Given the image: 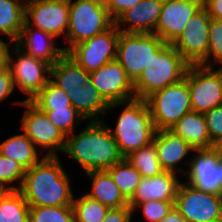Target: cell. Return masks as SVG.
Masks as SVG:
<instances>
[{
	"label": "cell",
	"mask_w": 222,
	"mask_h": 222,
	"mask_svg": "<svg viewBox=\"0 0 222 222\" xmlns=\"http://www.w3.org/2000/svg\"><path fill=\"white\" fill-rule=\"evenodd\" d=\"M67 173L58 156H43L26 169L19 189L29 207L72 206L75 197Z\"/></svg>",
	"instance_id": "6da1fadb"
},
{
	"label": "cell",
	"mask_w": 222,
	"mask_h": 222,
	"mask_svg": "<svg viewBox=\"0 0 222 222\" xmlns=\"http://www.w3.org/2000/svg\"><path fill=\"white\" fill-rule=\"evenodd\" d=\"M103 121H89L82 132L66 137L63 152L74 159L85 173L107 170L124 158L110 127Z\"/></svg>",
	"instance_id": "7a4b0ae2"
},
{
	"label": "cell",
	"mask_w": 222,
	"mask_h": 222,
	"mask_svg": "<svg viewBox=\"0 0 222 222\" xmlns=\"http://www.w3.org/2000/svg\"><path fill=\"white\" fill-rule=\"evenodd\" d=\"M50 81L66 92L72 106L89 121H102L108 103L91 82L90 73L66 53L50 69Z\"/></svg>",
	"instance_id": "3957f363"
},
{
	"label": "cell",
	"mask_w": 222,
	"mask_h": 222,
	"mask_svg": "<svg viewBox=\"0 0 222 222\" xmlns=\"http://www.w3.org/2000/svg\"><path fill=\"white\" fill-rule=\"evenodd\" d=\"M122 105L126 107L117 118L115 130L110 128V131L125 158L131 152L149 145L153 141L156 129L146 100L134 98L125 102L110 103L107 110Z\"/></svg>",
	"instance_id": "277c9868"
},
{
	"label": "cell",
	"mask_w": 222,
	"mask_h": 222,
	"mask_svg": "<svg viewBox=\"0 0 222 222\" xmlns=\"http://www.w3.org/2000/svg\"><path fill=\"white\" fill-rule=\"evenodd\" d=\"M188 66L172 44H165L134 81L135 97L146 100L153 93L180 82Z\"/></svg>",
	"instance_id": "5b68a950"
},
{
	"label": "cell",
	"mask_w": 222,
	"mask_h": 222,
	"mask_svg": "<svg viewBox=\"0 0 222 222\" xmlns=\"http://www.w3.org/2000/svg\"><path fill=\"white\" fill-rule=\"evenodd\" d=\"M113 25L114 20L104 4L94 0H69L68 30L65 38L69 45L62 48L67 53L76 44L107 31Z\"/></svg>",
	"instance_id": "8992f818"
},
{
	"label": "cell",
	"mask_w": 222,
	"mask_h": 222,
	"mask_svg": "<svg viewBox=\"0 0 222 222\" xmlns=\"http://www.w3.org/2000/svg\"><path fill=\"white\" fill-rule=\"evenodd\" d=\"M146 101L155 129H170L182 116L192 110L187 71L180 82L153 93Z\"/></svg>",
	"instance_id": "52a82bcc"
},
{
	"label": "cell",
	"mask_w": 222,
	"mask_h": 222,
	"mask_svg": "<svg viewBox=\"0 0 222 222\" xmlns=\"http://www.w3.org/2000/svg\"><path fill=\"white\" fill-rule=\"evenodd\" d=\"M166 43L155 34L119 31L116 60L134 82Z\"/></svg>",
	"instance_id": "ba28073f"
},
{
	"label": "cell",
	"mask_w": 222,
	"mask_h": 222,
	"mask_svg": "<svg viewBox=\"0 0 222 222\" xmlns=\"http://www.w3.org/2000/svg\"><path fill=\"white\" fill-rule=\"evenodd\" d=\"M187 83L192 111L205 113L222 105V68L189 65Z\"/></svg>",
	"instance_id": "9c48e42d"
},
{
	"label": "cell",
	"mask_w": 222,
	"mask_h": 222,
	"mask_svg": "<svg viewBox=\"0 0 222 222\" xmlns=\"http://www.w3.org/2000/svg\"><path fill=\"white\" fill-rule=\"evenodd\" d=\"M174 207L187 222H213L222 219V196L180 183Z\"/></svg>",
	"instance_id": "30bf717a"
},
{
	"label": "cell",
	"mask_w": 222,
	"mask_h": 222,
	"mask_svg": "<svg viewBox=\"0 0 222 222\" xmlns=\"http://www.w3.org/2000/svg\"><path fill=\"white\" fill-rule=\"evenodd\" d=\"M15 104L27 108L22 117L21 130L34 145L48 149L44 156H57V150L64 151L66 136L49 120L45 112L30 101L20 100Z\"/></svg>",
	"instance_id": "8fae6325"
},
{
	"label": "cell",
	"mask_w": 222,
	"mask_h": 222,
	"mask_svg": "<svg viewBox=\"0 0 222 222\" xmlns=\"http://www.w3.org/2000/svg\"><path fill=\"white\" fill-rule=\"evenodd\" d=\"M210 21L208 11L202 6L189 19L183 33L172 44L189 65L206 67Z\"/></svg>",
	"instance_id": "7c38bea8"
},
{
	"label": "cell",
	"mask_w": 222,
	"mask_h": 222,
	"mask_svg": "<svg viewBox=\"0 0 222 222\" xmlns=\"http://www.w3.org/2000/svg\"><path fill=\"white\" fill-rule=\"evenodd\" d=\"M11 46L15 49V55H18L15 59L9 53L8 68L12 74L14 86L27 94L28 97L24 101H30L50 81L51 65L27 54L15 43Z\"/></svg>",
	"instance_id": "4fadbf2b"
},
{
	"label": "cell",
	"mask_w": 222,
	"mask_h": 222,
	"mask_svg": "<svg viewBox=\"0 0 222 222\" xmlns=\"http://www.w3.org/2000/svg\"><path fill=\"white\" fill-rule=\"evenodd\" d=\"M119 30L113 25L107 31L73 46L66 54L91 73L116 60Z\"/></svg>",
	"instance_id": "5bb4252c"
},
{
	"label": "cell",
	"mask_w": 222,
	"mask_h": 222,
	"mask_svg": "<svg viewBox=\"0 0 222 222\" xmlns=\"http://www.w3.org/2000/svg\"><path fill=\"white\" fill-rule=\"evenodd\" d=\"M24 18L30 27L41 29L55 38L66 37L69 0H26Z\"/></svg>",
	"instance_id": "9a60e30c"
},
{
	"label": "cell",
	"mask_w": 222,
	"mask_h": 222,
	"mask_svg": "<svg viewBox=\"0 0 222 222\" xmlns=\"http://www.w3.org/2000/svg\"><path fill=\"white\" fill-rule=\"evenodd\" d=\"M195 155L187 163V183L199 190L222 196V162L220 154L213 147L194 149Z\"/></svg>",
	"instance_id": "2e32d148"
},
{
	"label": "cell",
	"mask_w": 222,
	"mask_h": 222,
	"mask_svg": "<svg viewBox=\"0 0 222 222\" xmlns=\"http://www.w3.org/2000/svg\"><path fill=\"white\" fill-rule=\"evenodd\" d=\"M91 82L108 103L125 102L135 97L134 82L117 61H111L90 73Z\"/></svg>",
	"instance_id": "e0dca14e"
},
{
	"label": "cell",
	"mask_w": 222,
	"mask_h": 222,
	"mask_svg": "<svg viewBox=\"0 0 222 222\" xmlns=\"http://www.w3.org/2000/svg\"><path fill=\"white\" fill-rule=\"evenodd\" d=\"M202 6L203 0H164L154 34L166 44H173Z\"/></svg>",
	"instance_id": "ac0fdd59"
},
{
	"label": "cell",
	"mask_w": 222,
	"mask_h": 222,
	"mask_svg": "<svg viewBox=\"0 0 222 222\" xmlns=\"http://www.w3.org/2000/svg\"><path fill=\"white\" fill-rule=\"evenodd\" d=\"M163 2L164 0H142L131 9L124 11L114 21V25L123 33L154 34ZM124 24L128 27L124 26L123 29L121 26Z\"/></svg>",
	"instance_id": "d6986e66"
},
{
	"label": "cell",
	"mask_w": 222,
	"mask_h": 222,
	"mask_svg": "<svg viewBox=\"0 0 222 222\" xmlns=\"http://www.w3.org/2000/svg\"><path fill=\"white\" fill-rule=\"evenodd\" d=\"M180 183L172 171H163L151 178L142 177L128 204L134 209L139 203L150 200L175 202Z\"/></svg>",
	"instance_id": "ffe728a7"
},
{
	"label": "cell",
	"mask_w": 222,
	"mask_h": 222,
	"mask_svg": "<svg viewBox=\"0 0 222 222\" xmlns=\"http://www.w3.org/2000/svg\"><path fill=\"white\" fill-rule=\"evenodd\" d=\"M54 40L53 35L41 29L30 27L24 22L15 44L27 54L53 66L65 54L63 48L54 45Z\"/></svg>",
	"instance_id": "44dd1931"
},
{
	"label": "cell",
	"mask_w": 222,
	"mask_h": 222,
	"mask_svg": "<svg viewBox=\"0 0 222 222\" xmlns=\"http://www.w3.org/2000/svg\"><path fill=\"white\" fill-rule=\"evenodd\" d=\"M157 151V157L164 171H172L186 174V170L180 169L178 163L184 160L189 152L194 151L192 146L183 138L176 135L170 129L156 130L153 141ZM178 169V170H177Z\"/></svg>",
	"instance_id": "7402d4cb"
},
{
	"label": "cell",
	"mask_w": 222,
	"mask_h": 222,
	"mask_svg": "<svg viewBox=\"0 0 222 222\" xmlns=\"http://www.w3.org/2000/svg\"><path fill=\"white\" fill-rule=\"evenodd\" d=\"M170 130L188 142L193 149H209L215 146L211 142L203 113L189 111Z\"/></svg>",
	"instance_id": "603a6c76"
},
{
	"label": "cell",
	"mask_w": 222,
	"mask_h": 222,
	"mask_svg": "<svg viewBox=\"0 0 222 222\" xmlns=\"http://www.w3.org/2000/svg\"><path fill=\"white\" fill-rule=\"evenodd\" d=\"M85 174L89 176L88 178L92 182V191L85 195L97 200L109 209L129 206L128 201L124 198L107 170L90 171Z\"/></svg>",
	"instance_id": "cb8c5ba5"
},
{
	"label": "cell",
	"mask_w": 222,
	"mask_h": 222,
	"mask_svg": "<svg viewBox=\"0 0 222 222\" xmlns=\"http://www.w3.org/2000/svg\"><path fill=\"white\" fill-rule=\"evenodd\" d=\"M0 154L17 161L25 169L33 167L42 160H39L36 146L24 132L4 140L0 144Z\"/></svg>",
	"instance_id": "d4e9b609"
},
{
	"label": "cell",
	"mask_w": 222,
	"mask_h": 222,
	"mask_svg": "<svg viewBox=\"0 0 222 222\" xmlns=\"http://www.w3.org/2000/svg\"><path fill=\"white\" fill-rule=\"evenodd\" d=\"M26 0H0V33L15 43L22 31L25 20Z\"/></svg>",
	"instance_id": "484cf974"
},
{
	"label": "cell",
	"mask_w": 222,
	"mask_h": 222,
	"mask_svg": "<svg viewBox=\"0 0 222 222\" xmlns=\"http://www.w3.org/2000/svg\"><path fill=\"white\" fill-rule=\"evenodd\" d=\"M0 222H29V205L19 190L0 195Z\"/></svg>",
	"instance_id": "4316f807"
},
{
	"label": "cell",
	"mask_w": 222,
	"mask_h": 222,
	"mask_svg": "<svg viewBox=\"0 0 222 222\" xmlns=\"http://www.w3.org/2000/svg\"><path fill=\"white\" fill-rule=\"evenodd\" d=\"M107 171L124 198L129 201L141 182L142 175L140 172L125 158L108 168Z\"/></svg>",
	"instance_id": "83f0119b"
},
{
	"label": "cell",
	"mask_w": 222,
	"mask_h": 222,
	"mask_svg": "<svg viewBox=\"0 0 222 222\" xmlns=\"http://www.w3.org/2000/svg\"><path fill=\"white\" fill-rule=\"evenodd\" d=\"M125 159L140 172L142 177L151 178L164 171L160 166L153 142L131 152Z\"/></svg>",
	"instance_id": "f1b7e54d"
},
{
	"label": "cell",
	"mask_w": 222,
	"mask_h": 222,
	"mask_svg": "<svg viewBox=\"0 0 222 222\" xmlns=\"http://www.w3.org/2000/svg\"><path fill=\"white\" fill-rule=\"evenodd\" d=\"M74 222H101L109 208L87 195L73 198Z\"/></svg>",
	"instance_id": "f546056e"
},
{
	"label": "cell",
	"mask_w": 222,
	"mask_h": 222,
	"mask_svg": "<svg viewBox=\"0 0 222 222\" xmlns=\"http://www.w3.org/2000/svg\"><path fill=\"white\" fill-rule=\"evenodd\" d=\"M30 102L38 109H60L73 107L64 90L49 81Z\"/></svg>",
	"instance_id": "4dcf8cb0"
},
{
	"label": "cell",
	"mask_w": 222,
	"mask_h": 222,
	"mask_svg": "<svg viewBox=\"0 0 222 222\" xmlns=\"http://www.w3.org/2000/svg\"><path fill=\"white\" fill-rule=\"evenodd\" d=\"M48 116L49 120L67 137L74 133L75 125L84 120L74 108L39 109ZM80 121V122H79Z\"/></svg>",
	"instance_id": "1f68e13d"
},
{
	"label": "cell",
	"mask_w": 222,
	"mask_h": 222,
	"mask_svg": "<svg viewBox=\"0 0 222 222\" xmlns=\"http://www.w3.org/2000/svg\"><path fill=\"white\" fill-rule=\"evenodd\" d=\"M29 222H74L72 206L29 207Z\"/></svg>",
	"instance_id": "d6a6232c"
},
{
	"label": "cell",
	"mask_w": 222,
	"mask_h": 222,
	"mask_svg": "<svg viewBox=\"0 0 222 222\" xmlns=\"http://www.w3.org/2000/svg\"><path fill=\"white\" fill-rule=\"evenodd\" d=\"M26 169L17 161L0 154V187L6 190H19L24 179ZM19 186H11L17 182ZM10 186H7V185Z\"/></svg>",
	"instance_id": "836d02e7"
},
{
	"label": "cell",
	"mask_w": 222,
	"mask_h": 222,
	"mask_svg": "<svg viewBox=\"0 0 222 222\" xmlns=\"http://www.w3.org/2000/svg\"><path fill=\"white\" fill-rule=\"evenodd\" d=\"M216 64H222V21L217 19H212L209 24V46L208 53L206 56V67L213 68L212 62ZM222 68V66H221Z\"/></svg>",
	"instance_id": "e575fe53"
},
{
	"label": "cell",
	"mask_w": 222,
	"mask_h": 222,
	"mask_svg": "<svg viewBox=\"0 0 222 222\" xmlns=\"http://www.w3.org/2000/svg\"><path fill=\"white\" fill-rule=\"evenodd\" d=\"M174 206V202H165L150 200L147 202L139 203L133 212L142 207V212L145 217V221L148 222H160Z\"/></svg>",
	"instance_id": "d590c367"
},
{
	"label": "cell",
	"mask_w": 222,
	"mask_h": 222,
	"mask_svg": "<svg viewBox=\"0 0 222 222\" xmlns=\"http://www.w3.org/2000/svg\"><path fill=\"white\" fill-rule=\"evenodd\" d=\"M211 142L215 145L222 139V105L203 113Z\"/></svg>",
	"instance_id": "8d00e7d4"
},
{
	"label": "cell",
	"mask_w": 222,
	"mask_h": 222,
	"mask_svg": "<svg viewBox=\"0 0 222 222\" xmlns=\"http://www.w3.org/2000/svg\"><path fill=\"white\" fill-rule=\"evenodd\" d=\"M142 0H107L104 4L115 21L124 11L131 9Z\"/></svg>",
	"instance_id": "74e56055"
},
{
	"label": "cell",
	"mask_w": 222,
	"mask_h": 222,
	"mask_svg": "<svg viewBox=\"0 0 222 222\" xmlns=\"http://www.w3.org/2000/svg\"><path fill=\"white\" fill-rule=\"evenodd\" d=\"M133 209L130 206L109 209L101 222H131Z\"/></svg>",
	"instance_id": "f35d334b"
},
{
	"label": "cell",
	"mask_w": 222,
	"mask_h": 222,
	"mask_svg": "<svg viewBox=\"0 0 222 222\" xmlns=\"http://www.w3.org/2000/svg\"><path fill=\"white\" fill-rule=\"evenodd\" d=\"M14 90L15 86L12 79V74L8 68L0 73V102L11 95Z\"/></svg>",
	"instance_id": "ab89813d"
},
{
	"label": "cell",
	"mask_w": 222,
	"mask_h": 222,
	"mask_svg": "<svg viewBox=\"0 0 222 222\" xmlns=\"http://www.w3.org/2000/svg\"><path fill=\"white\" fill-rule=\"evenodd\" d=\"M203 6L212 19L222 21V0H203Z\"/></svg>",
	"instance_id": "60d3db41"
},
{
	"label": "cell",
	"mask_w": 222,
	"mask_h": 222,
	"mask_svg": "<svg viewBox=\"0 0 222 222\" xmlns=\"http://www.w3.org/2000/svg\"><path fill=\"white\" fill-rule=\"evenodd\" d=\"M10 45L0 39V73L8 69Z\"/></svg>",
	"instance_id": "b9f144b4"
},
{
	"label": "cell",
	"mask_w": 222,
	"mask_h": 222,
	"mask_svg": "<svg viewBox=\"0 0 222 222\" xmlns=\"http://www.w3.org/2000/svg\"><path fill=\"white\" fill-rule=\"evenodd\" d=\"M160 222H187V220L173 206Z\"/></svg>",
	"instance_id": "7bdbcfd3"
},
{
	"label": "cell",
	"mask_w": 222,
	"mask_h": 222,
	"mask_svg": "<svg viewBox=\"0 0 222 222\" xmlns=\"http://www.w3.org/2000/svg\"><path fill=\"white\" fill-rule=\"evenodd\" d=\"M214 148L218 151L220 155H222V139L215 144Z\"/></svg>",
	"instance_id": "ee69618b"
},
{
	"label": "cell",
	"mask_w": 222,
	"mask_h": 222,
	"mask_svg": "<svg viewBox=\"0 0 222 222\" xmlns=\"http://www.w3.org/2000/svg\"><path fill=\"white\" fill-rule=\"evenodd\" d=\"M94 1H98V2H100L102 4H105L107 0H94Z\"/></svg>",
	"instance_id": "f6af8a7d"
},
{
	"label": "cell",
	"mask_w": 222,
	"mask_h": 222,
	"mask_svg": "<svg viewBox=\"0 0 222 222\" xmlns=\"http://www.w3.org/2000/svg\"><path fill=\"white\" fill-rule=\"evenodd\" d=\"M4 191H5V190L0 187V195H1Z\"/></svg>",
	"instance_id": "bcb514c9"
},
{
	"label": "cell",
	"mask_w": 222,
	"mask_h": 222,
	"mask_svg": "<svg viewBox=\"0 0 222 222\" xmlns=\"http://www.w3.org/2000/svg\"><path fill=\"white\" fill-rule=\"evenodd\" d=\"M213 222H222V219H219V220H216V221H213Z\"/></svg>",
	"instance_id": "7dc6e473"
}]
</instances>
